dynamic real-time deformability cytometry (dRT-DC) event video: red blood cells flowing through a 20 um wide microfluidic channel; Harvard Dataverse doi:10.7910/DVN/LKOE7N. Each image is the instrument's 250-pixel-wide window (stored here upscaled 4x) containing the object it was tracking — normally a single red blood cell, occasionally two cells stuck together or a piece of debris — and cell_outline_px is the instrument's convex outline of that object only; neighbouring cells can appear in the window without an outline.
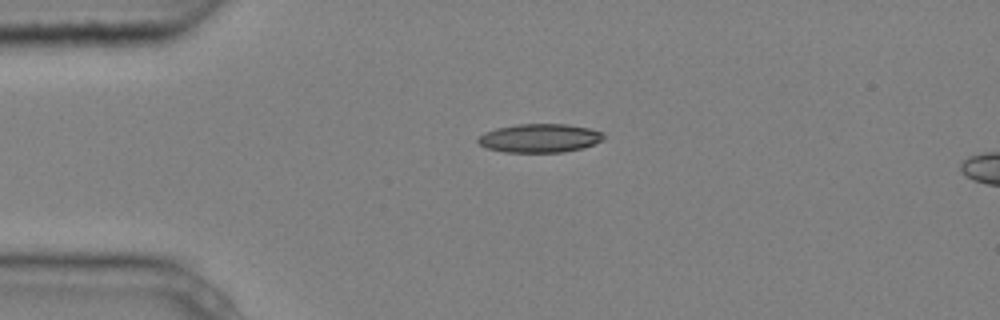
{"species": "common noctule bat (a hibernating species)", "species_latin": "Nyctalus noctula", "temperature_condition": "cold", "stored_images_in_passage": 3, "camera_frame_rate_fps": 3000, "um_per_image_px": 0.085, "animal": {"sex": "male", "body_mass_g": 20.4}, "frame": {"image": 1, "passage_image": 1, "time_ms": 0.0, "image_size_px": [1000, 320], "cell_outline_px": [[604, 140], [584, 148], [564, 152], [504, 152], [488, 148], [480, 144], [476, 140], [484, 132], [496, 128], [516, 124], [568, 124], [588, 128], [604, 132]], "centroid_in_image_um": [45.9, 11.74], "position_along_channel_um": 39.1, "area_um2": 21.1}}
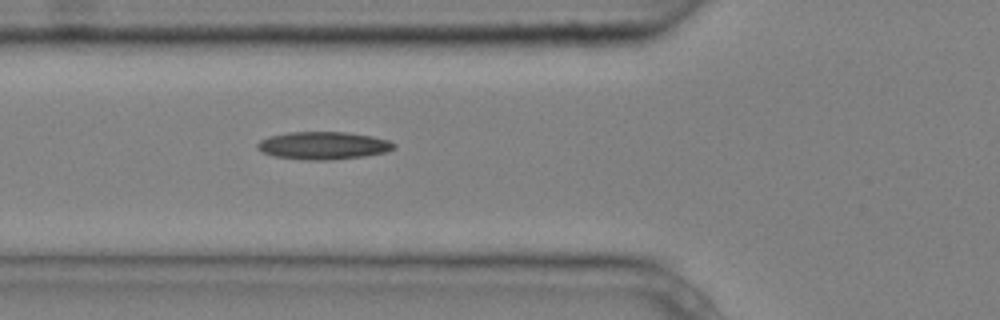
{"frame": {"image": 2, "passage_image": 3, "time_ms": 0.667, "image_size_px": [1000, 320], "cell_outline_px": [[396, 148], [388, 152], [364, 156], [332, 160], [304, 160], [276, 156], [264, 152], [256, 148], [256, 144], [260, 140], [268, 136], [288, 132], [344, 132], [372, 136], [388, 140], [396, 144]], "centroid_in_image_um": [27.5, 12.37], "position_along_channel_um": 98.3, "area_um2": 22.14}}